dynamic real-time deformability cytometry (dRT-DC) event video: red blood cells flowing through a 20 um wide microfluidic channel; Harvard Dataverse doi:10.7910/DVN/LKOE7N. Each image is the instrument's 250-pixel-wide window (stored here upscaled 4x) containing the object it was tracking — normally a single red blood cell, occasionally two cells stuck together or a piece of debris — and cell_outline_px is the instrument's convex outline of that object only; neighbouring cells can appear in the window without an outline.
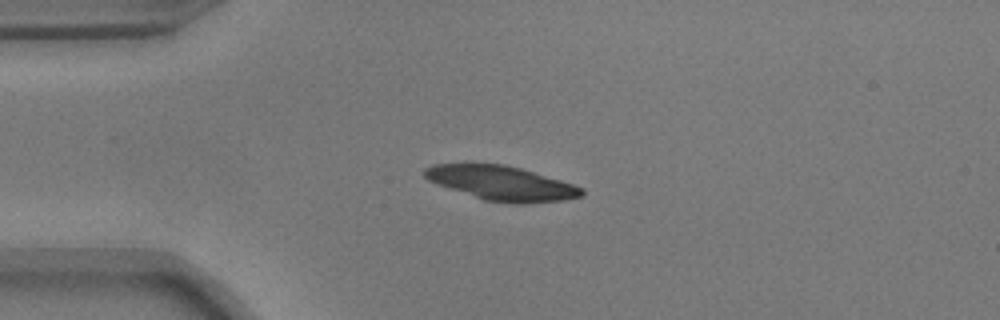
{"species": "common noctule bat (a hibernating species)", "species_latin": "Nyctalus noctula", "temperature_condition": "warm", "stored_images_in_passage": 42, "camera_frame_rate_fps": 3000, "um_per_image_px": 0.085, "animal": {"sex": "male", "body_mass_g": 17.9}, "frame": {"image": 1, "passage_image": 1, "time_ms": 0.0, "image_size_px": [1000, 320], "cell_outline_px": [[584, 196], [564, 200], [524, 204], [516, 204], [484, 200], [436, 184], [428, 180], [424, 176], [424, 168], [432, 164], [504, 164], [520, 168], [560, 180], [584, 188]], "centroid_in_image_um": [42.63, 15.58], "position_along_channel_um": 42.4, "area_um2": 31.44}}